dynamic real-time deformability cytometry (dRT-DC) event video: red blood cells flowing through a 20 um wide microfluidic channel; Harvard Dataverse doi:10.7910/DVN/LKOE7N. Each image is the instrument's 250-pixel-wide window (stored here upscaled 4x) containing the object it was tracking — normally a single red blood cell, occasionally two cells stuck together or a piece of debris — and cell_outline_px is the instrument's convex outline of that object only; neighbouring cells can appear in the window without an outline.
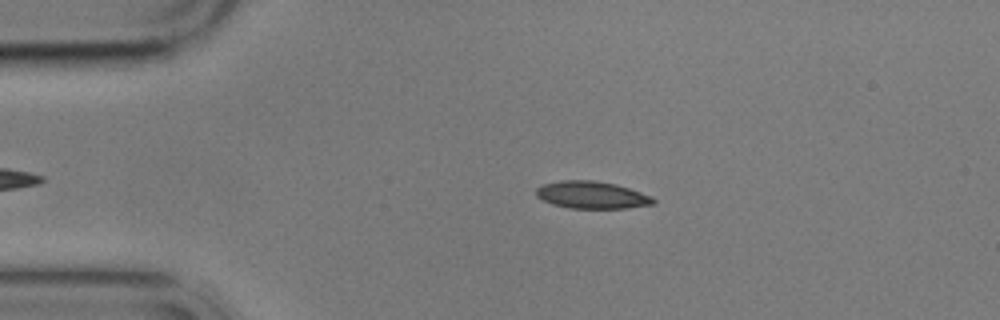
{"species": "common noctule bat (a hibernating species)", "species_latin": "Nyctalus noctula", "temperature_condition": "cold", "stored_images_in_passage": 5, "camera_frame_rate_fps": 3000, "um_per_image_px": 0.085, "animal": {"sex": "male", "body_mass_g": 17.9}, "frame": {"image": 1, "passage_image": 2, "time_ms": 1.0, "image_size_px": [1000, 320], "cell_outline_px": [[656, 204], [628, 208], [568, 208], [552, 204], [536, 196], [536, 188], [544, 184], [560, 180], [592, 180], [616, 184], [652, 196], [656, 200]], "centroid_in_image_um": [50.32, 16.57], "position_along_channel_um": 34.7, "area_um2": 18.67}}
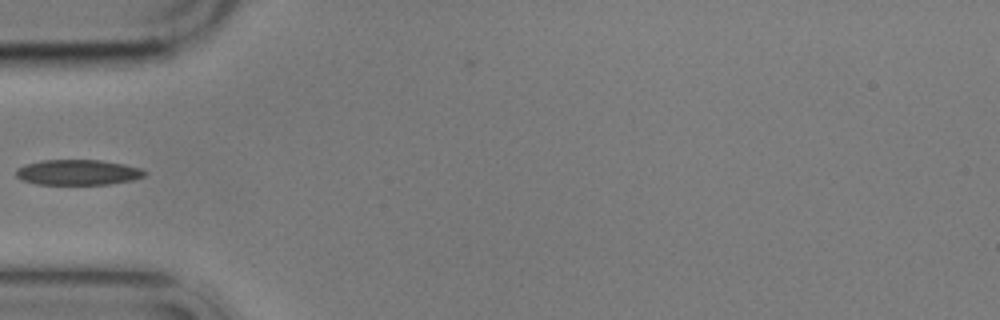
{"frame": {"image": 2, "passage_image": 4, "time_ms": 3.333, "image_size_px": [1000, 320], "cell_outline_px": [[148, 172], [144, 176], [132, 180], [108, 184], [36, 184], [20, 180], [16, 176], [16, 168], [24, 164], [40, 160], [100, 160], [124, 164], [140, 168]], "centroid_in_image_um": [6.58, 14.64], "position_along_channel_um": 78.4, "area_um2": 19.13}}